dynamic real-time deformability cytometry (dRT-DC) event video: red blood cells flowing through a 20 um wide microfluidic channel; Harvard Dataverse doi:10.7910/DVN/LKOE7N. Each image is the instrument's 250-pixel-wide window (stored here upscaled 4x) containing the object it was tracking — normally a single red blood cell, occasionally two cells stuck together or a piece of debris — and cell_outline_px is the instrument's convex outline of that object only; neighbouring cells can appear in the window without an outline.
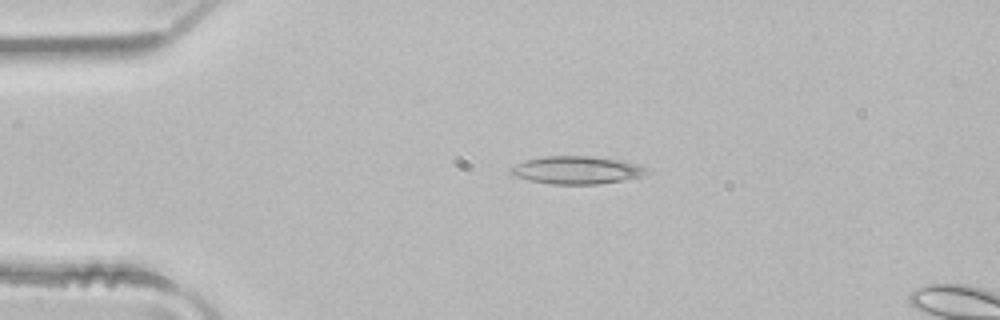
{"species": "common noctule bat (a hibernating species)", "species_latin": "Nyctalus noctula", "temperature_condition": "room temperature", "stored_images_in_passage": 4, "camera_frame_rate_fps": 3000, "um_per_image_px": 0.085, "animal": {"sex": "male", "body_mass_g": 21.5, "forearm_length_mm": 52.0}, "frame": {"image": 1, "passage_image": 3, "time_ms": 0.667, "image_size_px": [1000, 320], "cell_outline_px": [[652, 172], [644, 176], [624, 180], [596, 184], [552, 184], [528, 180], [512, 176], [508, 172], [508, 168], [524, 160], [544, 156], [588, 156], [616, 160], [648, 168]], "centroid_in_image_um": [48.96, 14.47], "position_along_channel_um": 36.0, "area_um2": 22.08}}